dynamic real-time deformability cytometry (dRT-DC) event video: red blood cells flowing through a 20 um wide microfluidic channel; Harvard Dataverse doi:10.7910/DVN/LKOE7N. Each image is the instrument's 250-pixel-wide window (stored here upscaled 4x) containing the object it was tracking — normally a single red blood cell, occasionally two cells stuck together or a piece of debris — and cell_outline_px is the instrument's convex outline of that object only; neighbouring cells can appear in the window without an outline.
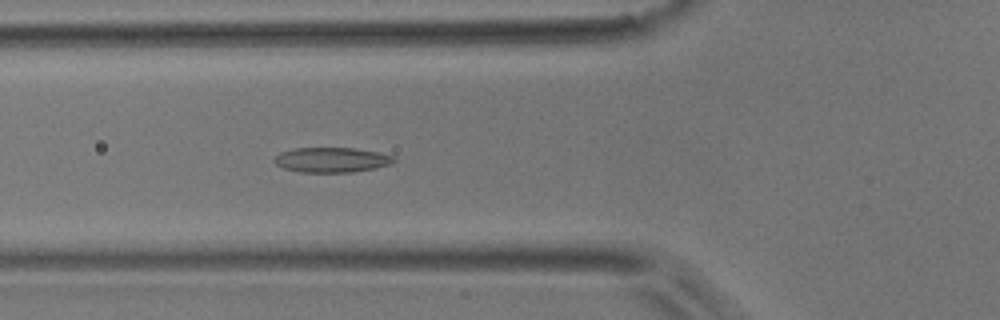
{"species": "common noctule bat (a hibernating species)", "species_latin": "Nyctalus noctula", "temperature_condition": "room temperature", "stored_images_in_passage": 37, "camera_frame_rate_fps": 3000, "um_per_image_px": 0.085, "animal": {"sex": "male", "body_mass_g": 17.9}, "frame": {"image": 1, "passage_image": 5, "time_ms": 1.333, "image_size_px": [1000, 320], "cell_outline_px": [[396, 160], [392, 164], [376, 168], [352, 172], [300, 172], [284, 168], [276, 164], [272, 160], [280, 152], [292, 148], [352, 148], [380, 152], [396, 156]], "centroid_in_image_um": [28.22, 13.58], "position_along_channel_um": 97.6, "area_um2": 17.57}}
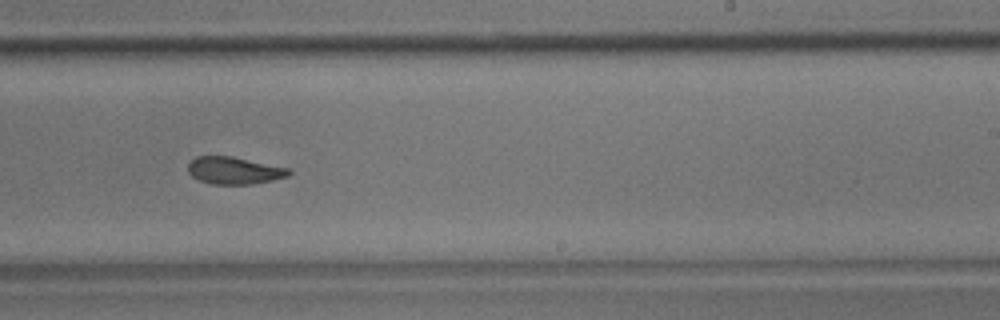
{"frame": {"image": 2, "passage_image": 18, "time_ms": 5.667, "image_size_px": [1000, 320], "cell_outline_px": [[292, 172], [288, 176], [272, 180], [252, 184], [212, 184], [200, 180], [192, 176], [188, 172], [188, 164], [196, 156], [232, 156], [288, 168]], "centroid_in_image_um": [19.9, 14.49], "position_along_channel_um": 269.1, "area_um2": 15.9}}
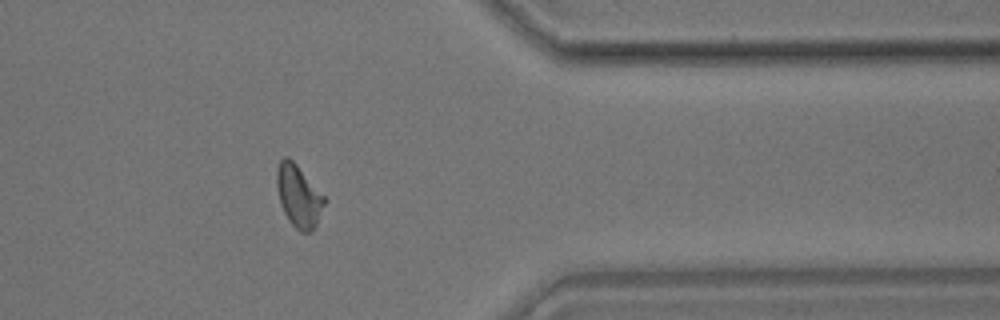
{"frame": {"image": 3, "passage_image": 28, "time_ms": 9.0, "image_size_px": [1000, 320], "cell_outline_px": [[328, 200], [316, 224], [308, 232], [300, 232], [288, 220], [284, 212], [276, 188], [276, 168], [280, 160], [284, 156], [288, 156], [296, 164]], "centroid_in_image_um": [25.38, 16.64], "position_along_channel_um": 386.0, "area_um2": 17.22}, "authors_computed_cell_mechanics": {"area_um2": 16.6464, "velocity_mm_per_s": 3.9571, "shape_relaxation_time_tau1_ms": 6.143, "shape_relaxation_time_tau2_ms": 3.3078, "deformation_change_tau1": 0.1554, "deformation_change_tau2": 0.0922}}